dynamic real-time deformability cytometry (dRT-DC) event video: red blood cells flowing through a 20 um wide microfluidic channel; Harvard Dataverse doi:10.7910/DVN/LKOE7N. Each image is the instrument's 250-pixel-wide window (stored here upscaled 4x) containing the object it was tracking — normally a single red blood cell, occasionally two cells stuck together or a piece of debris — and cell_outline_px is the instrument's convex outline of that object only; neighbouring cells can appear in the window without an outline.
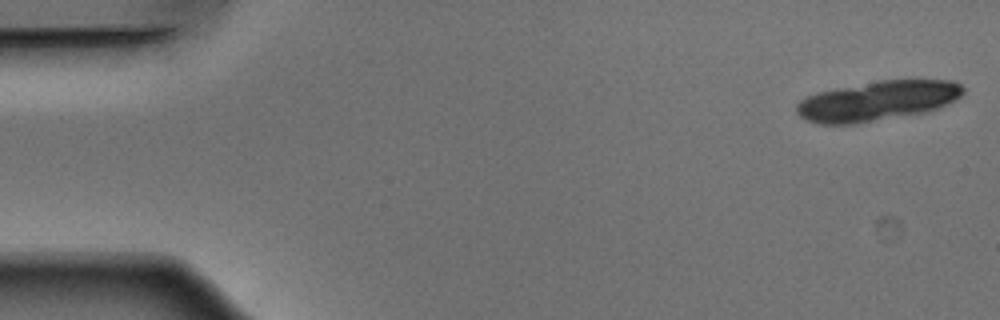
{"species": "Egyptian fruit bat (a non-hibernating species)", "species_latin": "Rousettus aegyptiacus", "temperature_condition": "warm", "stored_images_in_passage": 22, "camera_frame_rate_fps": 3000, "um_per_image_px": 0.085, "animal": {"sex": "male"}, "frame": {"image": 1, "passage_image": 1, "time_ms": 0.0, "image_size_px": [1000, 320], "cell_outline_px": [[964, 92], [960, 96], [936, 108], [920, 112], [852, 124], [820, 124], [808, 120], [800, 116], [796, 112], [796, 104], [800, 100], [816, 92], [836, 88], [880, 80], [952, 80], [960, 84], [964, 88]], "centroid_in_image_um": [74.53, 8.55], "position_along_channel_um": 10.5, "area_um2": 37.86}}
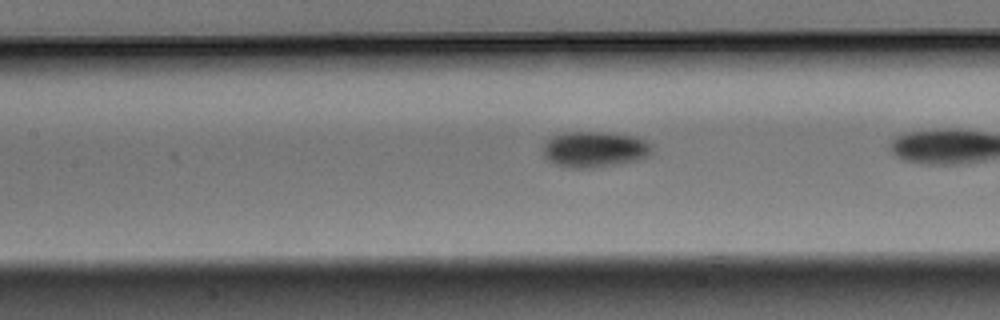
{"frame": {"image": 2, "passage_image": 21, "time_ms": 6.667, "image_size_px": [1000, 320], "cell_outline_px": [[652, 152], [648, 156], [640, 160], [620, 164], [592, 168], [568, 168], [556, 164], [548, 160], [544, 156], [544, 144], [552, 136], [564, 132], [600, 132], [640, 136], [652, 144]], "centroid_in_image_um": [50.6, 12.69], "position_along_channel_um": 156.8, "area_um2": 23.12}}